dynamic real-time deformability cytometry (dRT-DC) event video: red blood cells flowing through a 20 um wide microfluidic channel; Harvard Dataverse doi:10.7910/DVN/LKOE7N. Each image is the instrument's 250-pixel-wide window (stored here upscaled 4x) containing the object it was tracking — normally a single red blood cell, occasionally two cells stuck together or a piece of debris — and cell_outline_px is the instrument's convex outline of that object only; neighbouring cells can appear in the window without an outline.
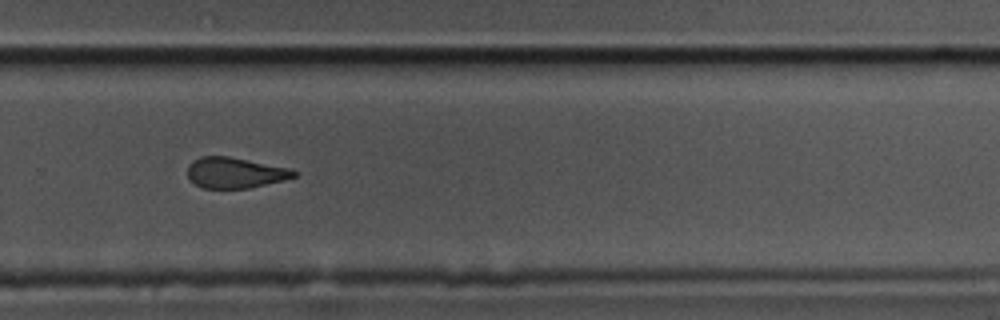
{"species": "common noctule bat (a hibernating species)", "species_latin": "Nyctalus noctula", "temperature_condition": "cold", "stored_images_in_passage": 15, "camera_frame_rate_fps": 3000, "um_per_image_px": 0.085, "animal": {"sex": "male", "body_mass_g": 17.5, "forearm_length_mm": 52.3}, "frame": {"image": 1, "passage_image": 11, "time_ms": 3.333, "image_size_px": [1000, 320], "cell_outline_px": [[296, 176], [284, 180], [252, 188], [204, 188], [188, 180], [188, 164], [192, 160], [200, 156], [228, 156], [292, 168], [296, 172]], "centroid_in_image_um": [19.98, 14.68], "position_along_channel_um": 309.8, "area_um2": 19.25}}
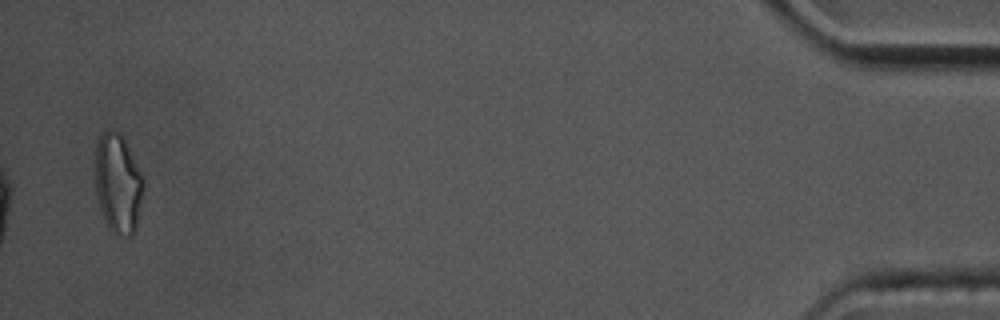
{"frame": {"image": 2, "passage_image": 15, "time_ms": 4.667, "image_size_px": [1000, 320], "cell_outline_px": [[144, 184], [136, 228], [132, 236], [120, 236], [112, 232], [108, 228], [104, 220], [96, 196], [96, 144], [100, 136], [108, 128], [120, 132], [144, 180]], "centroid_in_image_um": [10.02, 15.63], "position_along_channel_um": 425.2, "area_um2": 27.74}}